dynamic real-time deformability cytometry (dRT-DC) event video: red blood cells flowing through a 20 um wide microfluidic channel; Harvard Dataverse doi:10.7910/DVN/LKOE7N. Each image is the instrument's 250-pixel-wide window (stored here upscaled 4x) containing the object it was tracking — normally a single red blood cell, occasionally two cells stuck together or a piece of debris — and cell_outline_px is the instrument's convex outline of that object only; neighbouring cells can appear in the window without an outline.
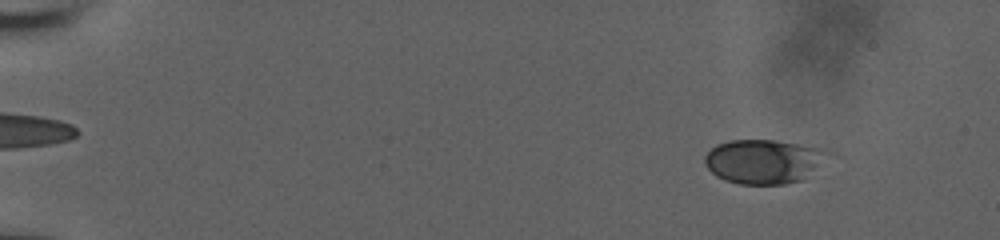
{"species": "human", "species_latin": "Homo sapiens", "temperature_condition": "room temperature", "stored_images_in_passage": 57, "camera_frame_rate_fps": 3000, "um_per_image_px": 0.085, "donor": {"sex": "male"}, "frame": {"image": 1, "passage_image": 7, "time_ms": 2.0, "image_size_px": [1000, 240], "cell_outline_px": [[820, 152], [812, 168], [804, 180], [784, 184], [740, 184], [724, 180], [716, 176], [704, 164], [704, 156], [716, 144], [732, 140], [772, 140], [796, 144], [816, 148]], "centroid_in_image_um": [64.67, 13.74], "position_along_channel_um": 20.3, "area_um2": 30.23}}
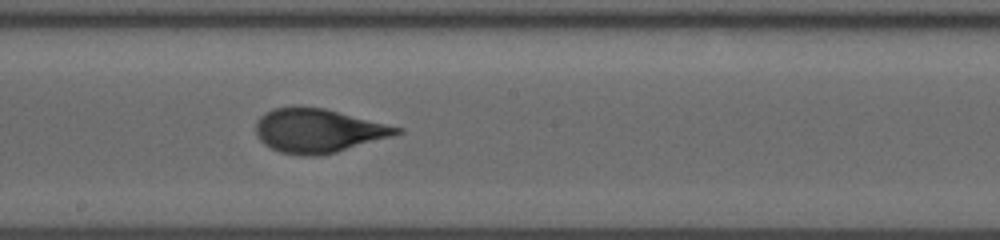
{"frame": {"image": 2, "passage_image": 34, "time_ms": 11.0, "image_size_px": [1000, 240], "cell_outline_px": [[404, 132], [392, 136], [336, 152], [320, 156], [300, 156], [280, 152], [264, 144], [256, 136], [256, 120], [264, 112], [276, 108], [324, 108], [404, 128]], "centroid_in_image_um": [27.04, 11.13], "position_along_channel_um": 221.2, "area_um2": 35.78}}
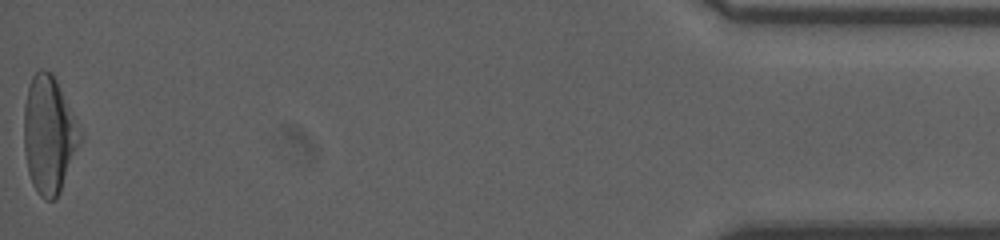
{"frame": {"image": 3, "passage_image": 57, "time_ms": 18.667, "image_size_px": [1000, 240], "cell_outline_px": [[84, 136], [60, 192], [56, 200], [44, 200], [36, 192], [32, 184], [28, 172], [24, 152], [24, 104], [28, 88], [32, 76], [40, 68], [44, 68], [52, 72], [84, 132]], "centroid_in_image_um": [4.19, 11.46], "position_along_channel_um": 431.0, "area_um2": 39.13}, "authors_computed_cell_mechanics": {"area_um2": 35.3736, "velocity_mm_per_s": 3.8529, "shape_relaxation_time_tau1_ms": 4.5527, "shape_relaxation_time_tau2_ms": null, "deformation_change_tau1": 0.1626, "deformation_change_tau2": null}}